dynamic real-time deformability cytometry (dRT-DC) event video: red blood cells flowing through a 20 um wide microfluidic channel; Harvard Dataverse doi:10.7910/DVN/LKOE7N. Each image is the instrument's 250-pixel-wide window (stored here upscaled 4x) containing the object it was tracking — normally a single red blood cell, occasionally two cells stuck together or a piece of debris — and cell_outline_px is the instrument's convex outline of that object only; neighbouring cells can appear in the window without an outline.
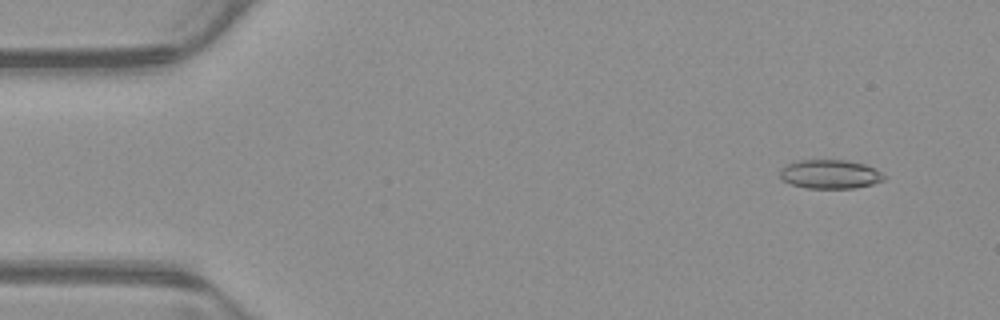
{"species": "common noctule bat (a hibernating species)", "species_latin": "Nyctalus noctula", "temperature_condition": "warm", "stored_images_in_passage": 53, "camera_frame_rate_fps": 3000, "um_per_image_px": 0.085, "animal": {"sex": "male", "body_mass_g": 23.1, "forearm_length_mm": 52.7}, "frame": {"image": 1, "passage_image": 4, "time_ms": 1.0, "image_size_px": [1000, 320], "cell_outline_px": [[888, 176], [884, 180], [872, 184], [852, 188], [808, 188], [792, 184], [784, 180], [780, 176], [780, 168], [788, 164], [800, 160], [844, 160], [864, 164]], "centroid_in_image_um": [70.56, 14.8], "position_along_channel_um": 14.4, "area_um2": 17.34}}
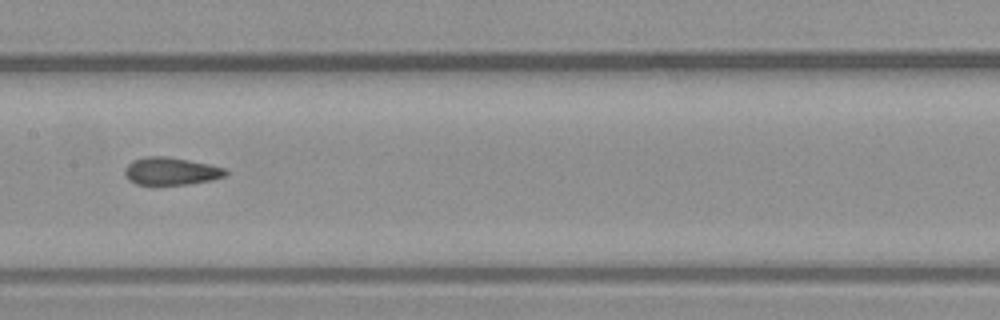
{"frame": {"image": 2, "passage_image": 26, "time_ms": 8.333, "image_size_px": [1000, 320], "cell_outline_px": [[228, 172], [224, 176], [212, 180], [188, 184], [136, 184], [128, 180], [124, 172], [128, 164], [132, 160], [144, 156], [164, 156], [188, 160], [208, 164], [224, 168]], "centroid_in_image_um": [14.51, 14.54], "position_along_channel_um": 192.9, "area_um2": 16.07}}
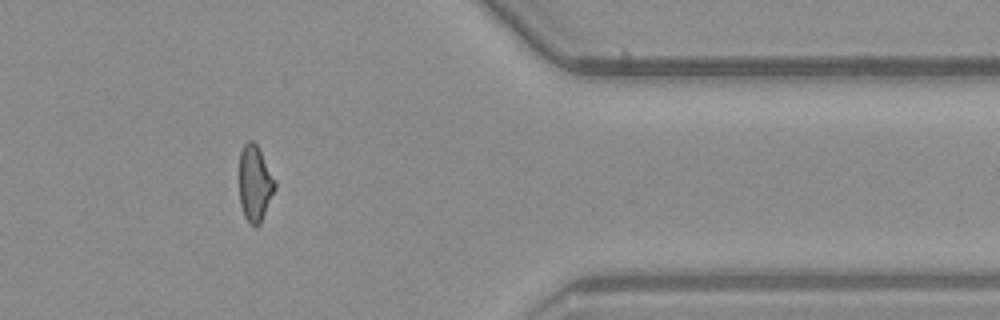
{"frame": {"image": 3, "passage_image": 43, "time_ms": 14.0, "image_size_px": [1000, 320], "cell_outline_px": [[276, 188], [260, 224], [256, 228], [244, 216], [240, 204], [240, 152], [244, 144], [248, 140], [252, 140], [256, 144], [276, 180]], "centroid_in_image_um": [21.68, 15.6], "position_along_channel_um": 389.7, "area_um2": 15.72}, "authors_computed_cell_mechanics": {"area_um2": 16.8198, "velocity_mm_per_s": 3.9019, "shape_relaxation_time_tau1_ms": null, "shape_relaxation_time_tau2_ms": 1.709, "deformation_change_tau1": null, "deformation_change_tau2": 0.0924}}